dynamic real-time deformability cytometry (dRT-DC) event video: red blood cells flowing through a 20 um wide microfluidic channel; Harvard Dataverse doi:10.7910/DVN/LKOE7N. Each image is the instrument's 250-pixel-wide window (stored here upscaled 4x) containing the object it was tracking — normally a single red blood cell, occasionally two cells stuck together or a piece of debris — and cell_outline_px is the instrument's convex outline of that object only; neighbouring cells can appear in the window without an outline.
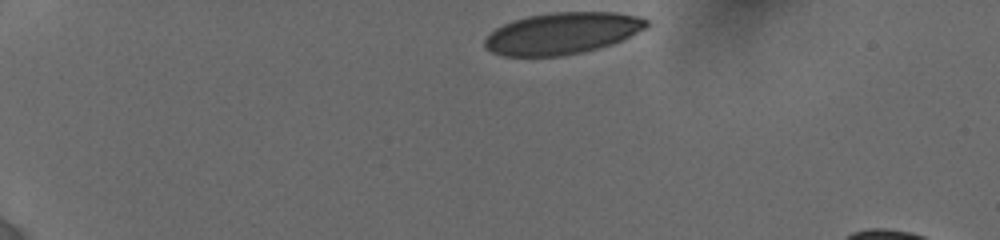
{"species": "human", "species_latin": "Homo sapiens", "temperature_condition": "cold", "stored_images_in_passage": 23, "camera_frame_rate_fps": 3000, "um_per_image_px": 0.085, "donor": {"sex": "female"}, "frame": {"image": 1, "passage_image": 1, "time_ms": 0.0, "image_size_px": [1000, 240], "cell_outline_px": [[648, 28], [612, 44], [600, 48], [560, 56], [504, 56], [492, 52], [484, 48], [484, 40], [496, 28], [512, 20], [528, 16], [552, 12], [616, 12], [640, 16], [648, 20]], "centroid_in_image_um": [47.81, 2.82], "position_along_channel_um": 37.2, "area_um2": 39.36}}
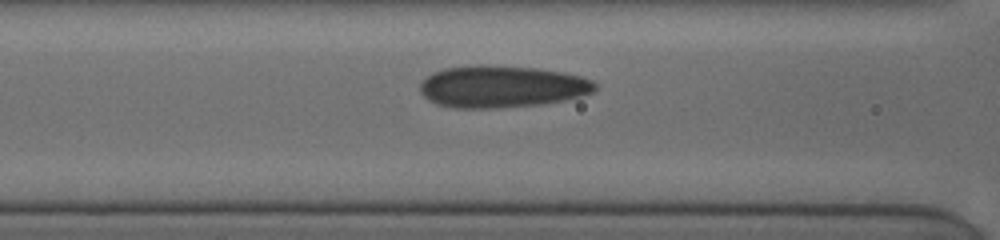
{"frame": {"image": 2, "passage_image": 13, "time_ms": 4.333, "image_size_px": [1000, 240], "cell_outline_px": [[596, 88], [592, 92], [580, 96], [564, 100], [540, 104], [496, 108], [452, 108], [436, 104], [428, 100], [420, 92], [420, 84], [432, 72], [444, 68], [476, 64], [480, 64], [536, 68], [560, 72], [580, 76], [592, 80], [596, 84]], "centroid_in_image_um": [42.6, 7.36], "position_along_channel_um": 124.0, "area_um2": 42.89}}
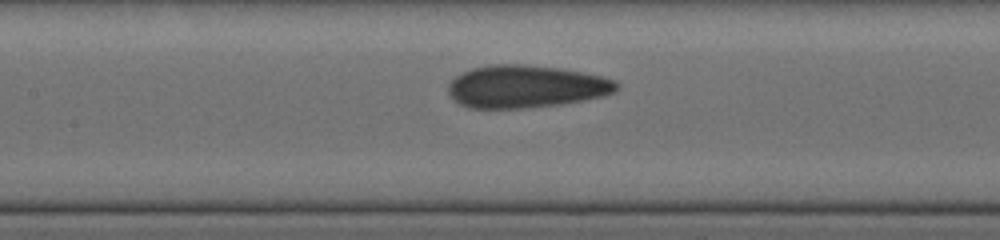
{"frame": {"image": 3, "passage_image": 18, "time_ms": 5.333, "image_size_px": [1000, 240], "cell_outline_px": [[620, 88], [616, 92], [604, 96], [584, 100], [560, 104], [524, 108], [468, 108], [460, 104], [448, 92], [448, 84], [456, 76], [472, 68], [488, 64], [520, 64], [560, 68], [600, 76], [616, 80], [620, 84]], "centroid_in_image_um": [44.73, 7.35], "position_along_channel_um": 162.7, "area_um2": 41.85}}